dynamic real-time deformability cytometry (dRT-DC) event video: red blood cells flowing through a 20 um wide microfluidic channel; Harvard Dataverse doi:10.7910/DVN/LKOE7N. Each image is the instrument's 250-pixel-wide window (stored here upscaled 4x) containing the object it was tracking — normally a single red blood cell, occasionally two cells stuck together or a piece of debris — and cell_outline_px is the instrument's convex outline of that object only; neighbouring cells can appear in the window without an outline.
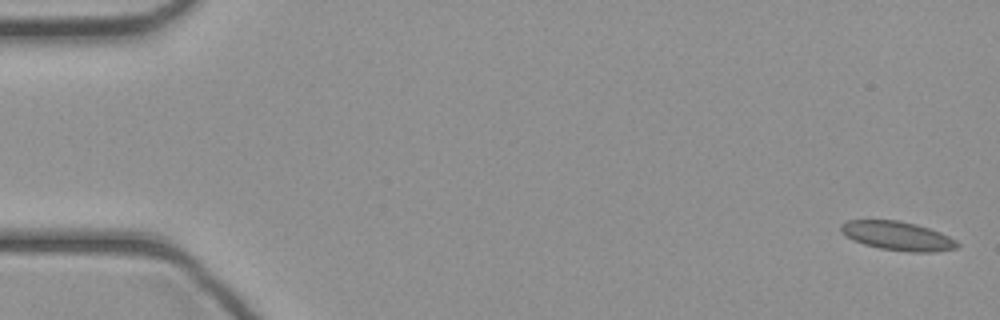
{"species": "common noctule bat (a hibernating species)", "species_latin": "Nyctalus noctula", "temperature_condition": "cold", "stored_images_in_passage": 45, "camera_frame_rate_fps": 3000, "um_per_image_px": 0.085, "animal": {"sex": "female", "body_mass_g": 21.9}, "frame": {"image": 1, "passage_image": 1, "time_ms": 0.0, "image_size_px": [1000, 320], "cell_outline_px": [[960, 244], [956, 248], [936, 252], [908, 252], [880, 248], [864, 244], [840, 232], [840, 224], [848, 220], [896, 220], [916, 224], [940, 232], [956, 240]], "centroid_in_image_um": [76.31, 20.05], "position_along_channel_um": 8.7, "area_um2": 19.48}}
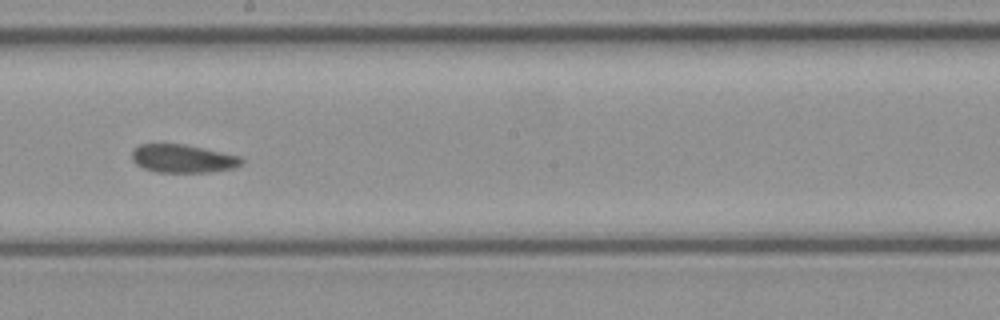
{"frame": {"image": 2, "passage_image": 25, "time_ms": 8.0, "image_size_px": [1000, 320], "cell_outline_px": [[244, 164], [236, 168], [208, 172], [156, 172], [144, 168], [136, 164], [132, 160], [132, 148], [140, 144], [160, 140], [184, 144], [204, 148], [240, 156], [244, 160]], "centroid_in_image_um": [15.5, 13.43], "position_along_channel_um": 232.7, "area_um2": 18.84}}
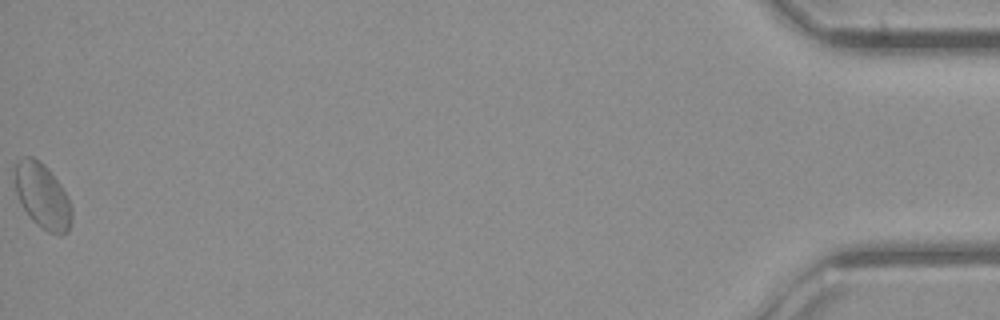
{"frame": {"image": 3, "passage_image": 45, "time_ms": 14.667, "image_size_px": [1000, 320], "cell_outline_px": [[72, 220], [68, 232], [60, 236], [48, 232], [36, 224], [32, 220], [24, 208], [16, 192], [12, 168], [12, 164], [16, 160], [24, 156], [32, 156], [40, 160], [48, 168], [60, 184], [68, 196], [72, 208]], "centroid_in_image_um": [3.59, 16.62], "position_along_channel_um": 431.6, "area_um2": 22.14}}